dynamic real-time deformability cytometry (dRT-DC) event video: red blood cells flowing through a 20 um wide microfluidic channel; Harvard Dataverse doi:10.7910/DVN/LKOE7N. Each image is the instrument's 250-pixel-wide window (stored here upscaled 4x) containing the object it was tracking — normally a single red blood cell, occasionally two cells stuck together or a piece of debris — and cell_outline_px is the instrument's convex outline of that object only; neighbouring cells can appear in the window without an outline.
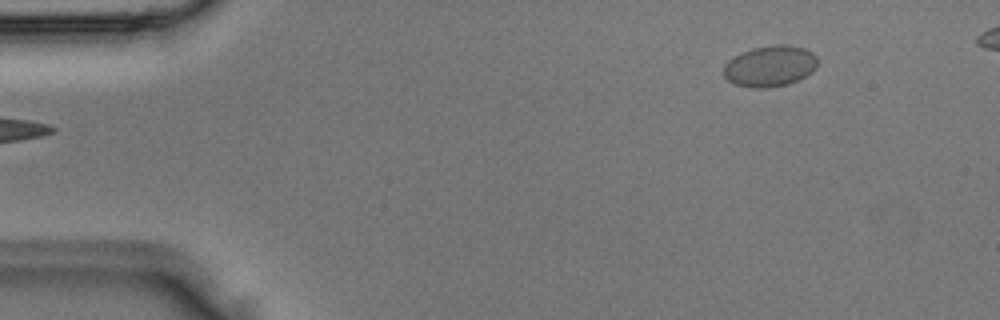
{"species": "Egyptian fruit bat (a non-hibernating species)", "species_latin": "Rousettus aegyptiacus", "temperature_condition": "room temperature", "stored_images_in_passage": 3, "segment_of_instrument_passage": [2, 2], "camera_frame_rate_fps": 3000, "um_per_image_px": 0.085, "animal": {"sex": "male"}, "frame": {"image": 1, "passage_image": 3, "time_ms": 0.667, "image_size_px": [1000, 320], "cell_outline_px": [[816, 68], [812, 72], [788, 84], [768, 88], [748, 88], [736, 84], [728, 80], [724, 76], [724, 64], [728, 60], [740, 52], [752, 48], [776, 44], [788, 44], [804, 48], [812, 52], [816, 56]], "centroid_in_image_um": [65.43, 5.61], "position_along_channel_um": 19.6, "area_um2": 22.6}}